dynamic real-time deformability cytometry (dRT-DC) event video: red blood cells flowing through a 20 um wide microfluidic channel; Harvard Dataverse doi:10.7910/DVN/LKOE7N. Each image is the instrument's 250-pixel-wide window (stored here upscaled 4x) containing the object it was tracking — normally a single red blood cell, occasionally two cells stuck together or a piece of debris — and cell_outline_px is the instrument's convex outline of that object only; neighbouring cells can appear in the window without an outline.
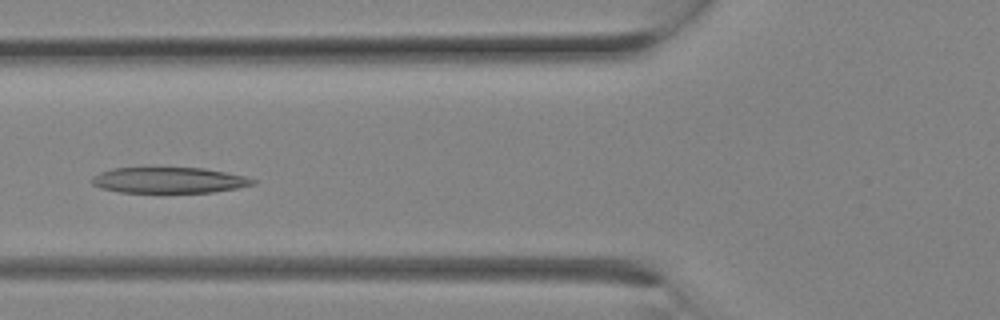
{"species": "Egyptian fruit bat (a non-hibernating species)", "species_latin": "Rousettus aegyptiacus", "temperature_condition": "room temperature", "stored_images_in_passage": 10, "camera_frame_rate_fps": 3000, "um_per_image_px": 0.085, "animal": {"sex": "female"}, "frame": {"image": 1, "passage_image": 9, "time_ms": 2.667, "image_size_px": [1000, 320], "cell_outline_px": [[256, 184], [236, 188], [212, 192], [120, 192], [100, 188], [92, 184], [92, 176], [100, 172], [112, 168], [144, 164], [148, 164], [204, 168], [244, 176], [256, 180]], "centroid_in_image_um": [14.27, 15.25], "position_along_channel_um": 111.5, "area_um2": 25.43}}